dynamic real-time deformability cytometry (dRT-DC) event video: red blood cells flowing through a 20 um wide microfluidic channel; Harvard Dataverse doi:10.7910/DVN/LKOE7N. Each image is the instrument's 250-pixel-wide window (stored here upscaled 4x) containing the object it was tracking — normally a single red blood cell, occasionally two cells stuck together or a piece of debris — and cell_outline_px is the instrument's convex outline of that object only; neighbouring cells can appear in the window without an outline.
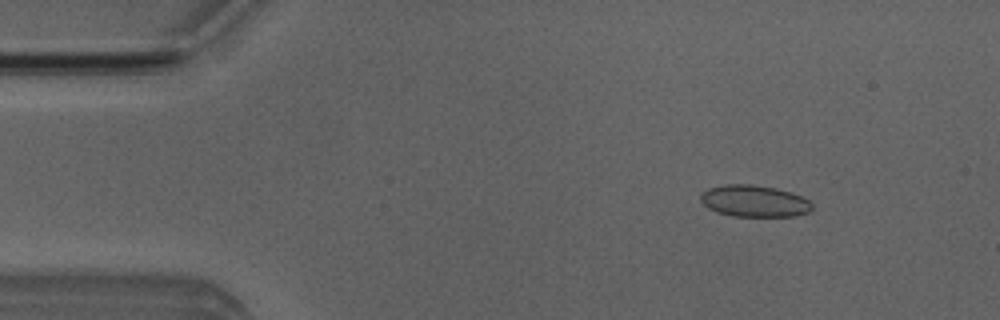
{"species": "Egyptian fruit bat (a non-hibernating species)", "species_latin": "Rousettus aegyptiacus", "temperature_condition": "room temperature", "stored_images_in_passage": 5, "camera_frame_rate_fps": 3000, "um_per_image_px": 0.085, "animal": {"sex": "male"}, "frame": {"image": 1, "passage_image": 2, "time_ms": 1.0, "image_size_px": [1000, 320], "cell_outline_px": [[812, 208], [808, 212], [796, 216], [732, 216], [716, 212], [708, 208], [700, 200], [700, 196], [708, 188], [724, 184], [752, 184], [776, 188], [792, 192], [808, 200], [812, 204]], "centroid_in_image_um": [64.1, 17.08], "position_along_channel_um": 20.9, "area_um2": 20.63}}